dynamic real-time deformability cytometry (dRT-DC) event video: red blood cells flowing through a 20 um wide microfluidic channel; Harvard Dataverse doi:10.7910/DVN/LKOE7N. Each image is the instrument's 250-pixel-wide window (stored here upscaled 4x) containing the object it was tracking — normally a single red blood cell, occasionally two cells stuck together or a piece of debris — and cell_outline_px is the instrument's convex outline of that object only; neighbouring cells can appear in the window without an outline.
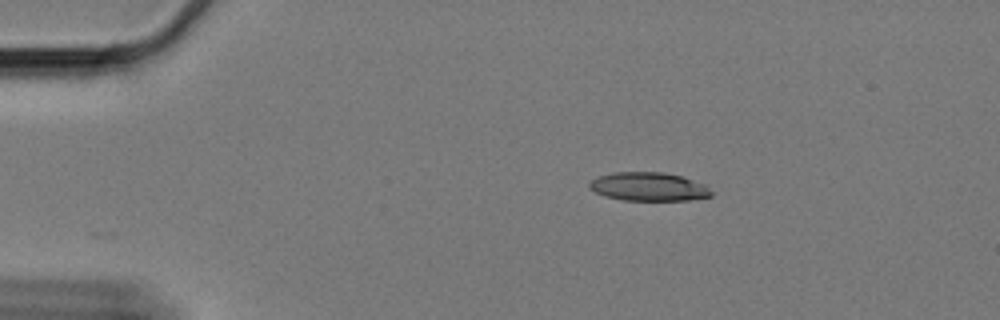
{"species": "Egyptian fruit bat (a non-hibernating species)", "species_latin": "Rousettus aegyptiacus", "temperature_condition": "cold", "stored_images_in_passage": 51, "camera_frame_rate_fps": 3000, "um_per_image_px": 0.085, "animal": {"sex": "female"}, "frame": {"image": 1, "passage_image": 1, "time_ms": 0.0, "image_size_px": [1000, 320], "cell_outline_px": [[712, 196], [692, 200], [624, 200], [604, 196], [588, 188], [588, 184], [592, 180], [600, 176], [612, 172], [664, 172], [684, 176], [708, 184], [712, 192]], "centroid_in_image_um": [55.2, 15.86], "position_along_channel_um": 29.8, "area_um2": 20.63}}
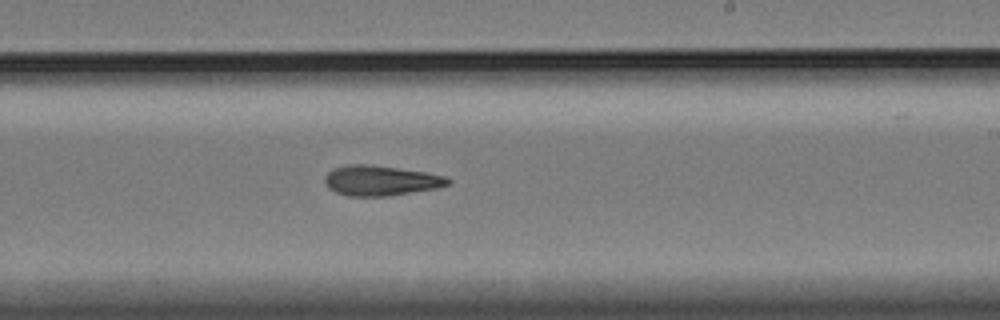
{"frame": {"image": 2, "passage_image": 27, "time_ms": 8.667, "image_size_px": [1000, 320], "cell_outline_px": [[452, 180], [448, 184], [436, 188], [388, 196], [348, 196], [336, 192], [328, 188], [324, 184], [324, 176], [332, 168], [348, 164], [368, 164], [424, 172], [444, 176]], "centroid_in_image_um": [32.29, 15.35], "position_along_channel_um": 256.7, "area_um2": 21.56}}
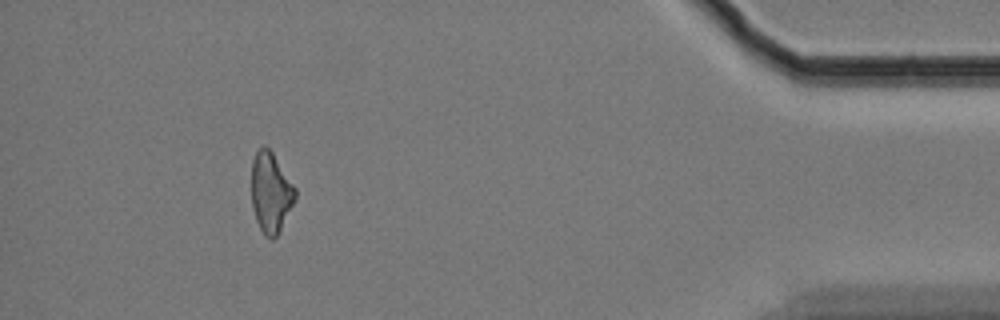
{"frame": {"image": 3, "passage_image": 46, "time_ms": 15.0, "image_size_px": [1000, 320], "cell_outline_px": [[296, 200], [276, 236], [272, 240], [264, 236], [256, 220], [252, 208], [252, 160], [256, 152], [260, 148], [268, 148], [272, 152], [296, 188]], "centroid_in_image_um": [23.02, 16.39], "position_along_channel_um": 412.2, "area_um2": 20.29}}